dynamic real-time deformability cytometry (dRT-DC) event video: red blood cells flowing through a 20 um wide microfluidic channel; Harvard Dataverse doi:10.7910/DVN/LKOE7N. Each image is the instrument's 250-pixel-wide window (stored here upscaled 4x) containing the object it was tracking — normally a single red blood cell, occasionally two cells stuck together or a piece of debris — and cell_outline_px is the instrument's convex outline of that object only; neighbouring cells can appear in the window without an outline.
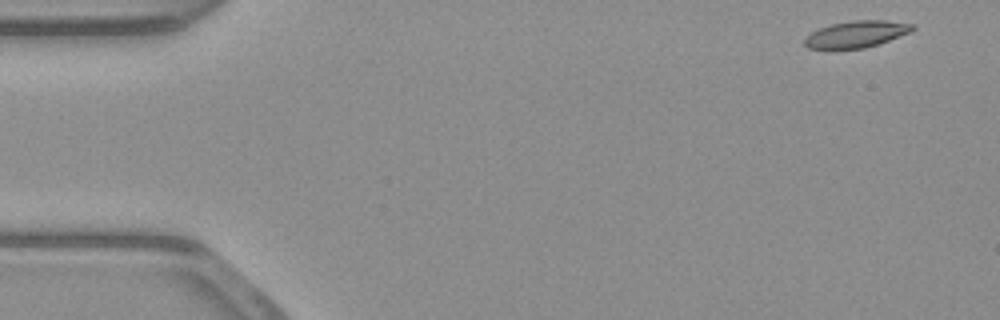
{"species": "common noctule bat (a hibernating species)", "species_latin": "Nyctalus noctula", "temperature_condition": "warm", "stored_images_in_passage": 51, "camera_frame_rate_fps": 3000, "um_per_image_px": 0.085, "animal": {"sex": "male", "body_mass_g": 23.1, "forearm_length_mm": 52.7}, "frame": {"image": 1, "passage_image": 1, "time_ms": 0.0, "image_size_px": [1000, 320], "cell_outline_px": [[916, 28], [912, 32], [864, 48], [808, 48], [804, 44], [804, 36], [820, 28], [832, 24], [852, 20], [884, 20], [916, 24]], "centroid_in_image_um": [72.83, 2.88], "position_along_channel_um": 12.2, "area_um2": 16.65}}
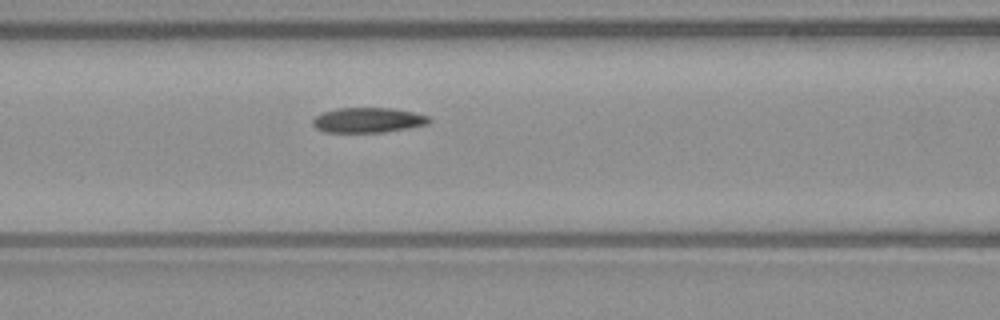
{"frame": {"image": 2, "passage_image": 20, "time_ms": 6.333, "image_size_px": [1000, 320], "cell_outline_px": [[432, 120], [428, 124], [408, 128], [384, 132], [324, 132], [316, 128], [312, 124], [312, 120], [320, 112], [336, 108], [392, 108], [412, 112], [428, 116]], "centroid_in_image_um": [31.25, 10.21], "position_along_channel_um": 135.4, "area_um2": 17.05}}
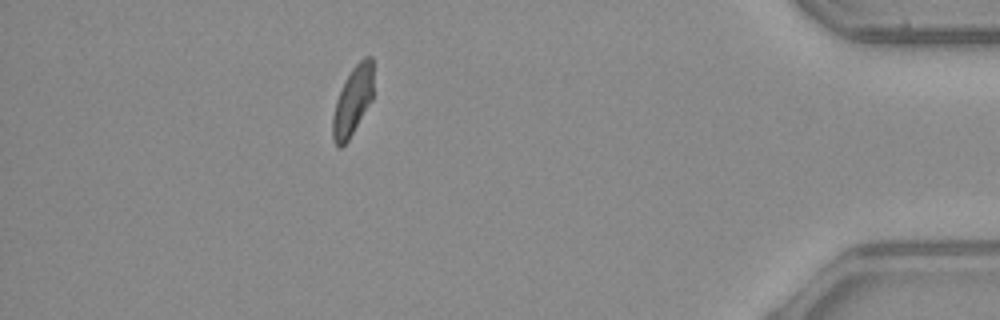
{"frame": {"image": 3, "passage_image": 45, "time_ms": 14.667, "image_size_px": [1000, 320], "cell_outline_px": [[372, 100], [348, 140], [340, 148], [336, 148], [332, 140], [332, 116], [336, 100], [352, 68], [364, 56], [372, 56]], "centroid_in_image_um": [29.96, 8.62], "position_along_channel_um": 405.2, "area_um2": 16.13}, "authors_computed_cell_mechanics": {"area_um2": 17.2822, "velocity_mm_per_s": 3.8866, "shape_relaxation_time_tau1_ms": 9.3691, "shape_relaxation_time_tau2_ms": 2.9782, "deformation_change_tau1": 0.1973, "deformation_change_tau2": 0.0745}}